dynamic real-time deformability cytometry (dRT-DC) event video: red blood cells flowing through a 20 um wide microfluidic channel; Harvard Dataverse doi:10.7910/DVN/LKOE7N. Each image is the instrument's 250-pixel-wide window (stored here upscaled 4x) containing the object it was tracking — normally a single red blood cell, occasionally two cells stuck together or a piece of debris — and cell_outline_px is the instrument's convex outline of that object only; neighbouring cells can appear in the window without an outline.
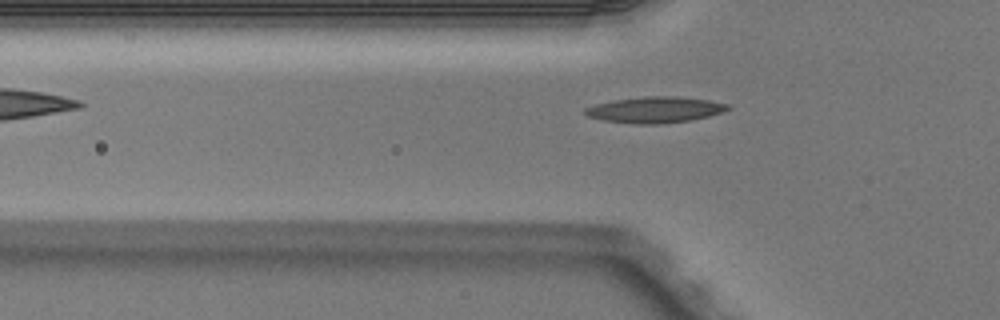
{"species": "Egyptian fruit bat (a non-hibernating species)", "species_latin": "Rousettus aegyptiacus", "temperature_condition": "warm", "stored_images_in_passage": 5, "camera_frame_rate_fps": 3000, "um_per_image_px": 0.085, "animal": {"sex": "male"}, "frame": {"image": 1, "passage_image": 5, "time_ms": 1.333, "image_size_px": [1000, 320], "cell_outline_px": [[732, 108], [708, 116], [692, 120], [660, 124], [632, 124], [600, 120], [588, 116], [584, 112], [584, 108], [596, 104], [612, 100], [644, 96], [676, 96], [708, 100], [728, 104]], "centroid_in_image_um": [55.64, 9.33], "position_along_channel_um": 70.2, "area_um2": 21.79}}